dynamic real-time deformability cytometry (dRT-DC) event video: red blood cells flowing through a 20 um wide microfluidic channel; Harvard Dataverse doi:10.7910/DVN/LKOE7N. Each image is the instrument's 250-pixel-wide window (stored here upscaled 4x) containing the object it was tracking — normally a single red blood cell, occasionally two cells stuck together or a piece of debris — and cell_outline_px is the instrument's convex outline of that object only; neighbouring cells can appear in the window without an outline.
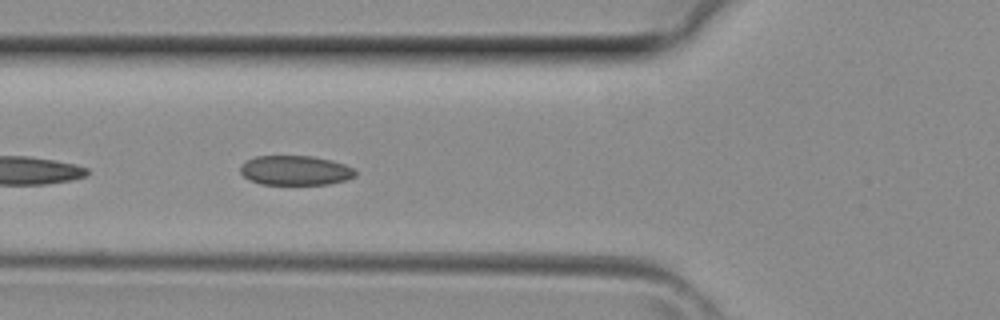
{"species": "common noctule bat (a hibernating species)", "species_latin": "Nyctalus noctula", "temperature_condition": "room temperature", "stored_images_in_passage": 16, "camera_frame_rate_fps": 3000, "um_per_image_px": 0.085, "animal": {"sex": "female", "body_mass_g": 29.2, "forearm_length_mm": 56.3}, "frame": {"image": 1, "passage_image": 14, "time_ms": 4.333, "image_size_px": [1000, 320], "cell_outline_px": [[356, 176], [344, 180], [328, 184], [260, 184], [248, 180], [240, 172], [240, 164], [256, 156], [312, 156], [332, 160], [356, 168]], "centroid_in_image_um": [25.1, 14.48], "position_along_channel_um": 100.7, "area_um2": 19.94}}